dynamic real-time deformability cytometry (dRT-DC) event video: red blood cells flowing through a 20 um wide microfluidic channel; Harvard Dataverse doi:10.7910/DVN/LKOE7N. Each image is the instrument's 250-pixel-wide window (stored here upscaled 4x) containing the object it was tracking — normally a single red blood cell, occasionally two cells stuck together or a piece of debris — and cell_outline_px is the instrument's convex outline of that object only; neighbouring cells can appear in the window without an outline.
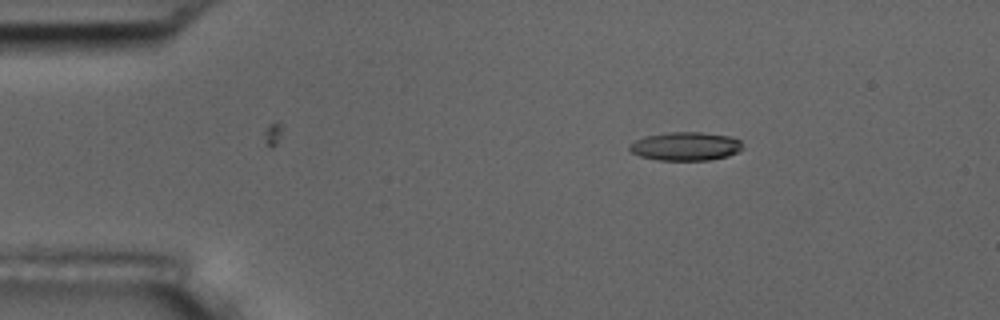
{"species": "common noctule bat (a hibernating species)", "species_latin": "Nyctalus noctula", "temperature_condition": "room temperature", "stored_images_in_passage": 2, "camera_frame_rate_fps": 3000, "um_per_image_px": 0.085, "animal": {"sex": "male", "body_mass_g": 17.5, "forearm_length_mm": 52.3}, "frame": {"image": 1, "passage_image": 2, "time_ms": 1.333, "image_size_px": [1000, 320], "cell_outline_px": [[744, 148], [728, 156], [708, 160], [660, 160], [640, 156], [632, 152], [628, 148], [628, 144], [644, 136], [668, 132], [700, 132], [732, 136], [740, 140]], "centroid_in_image_um": [58.28, 12.42], "position_along_channel_um": 26.7, "area_um2": 18.9}}